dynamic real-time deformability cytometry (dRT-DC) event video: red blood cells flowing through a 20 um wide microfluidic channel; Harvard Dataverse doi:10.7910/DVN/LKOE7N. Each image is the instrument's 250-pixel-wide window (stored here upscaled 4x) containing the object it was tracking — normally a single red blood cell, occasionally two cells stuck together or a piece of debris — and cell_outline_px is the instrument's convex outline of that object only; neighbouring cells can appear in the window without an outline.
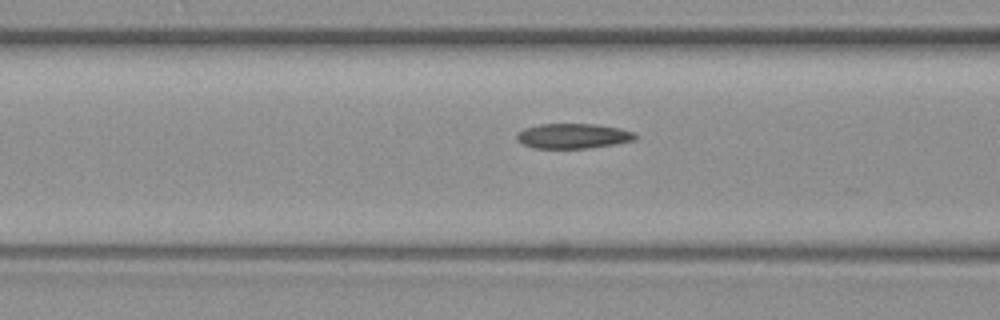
{"species": "common noctule bat (a hibernating species)", "species_latin": "Nyctalus noctula", "temperature_condition": "warm", "stored_images_in_passage": 10, "camera_frame_rate_fps": 3000, "um_per_image_px": 0.085, "animal": {"sex": "female", "body_mass_g": 19.3, "forearm_length_mm": 54.1}, "frame": {"image": 1, "passage_image": 9, "time_ms": 2.667, "image_size_px": [1000, 320], "cell_outline_px": [[636, 140], [616, 144], [588, 148], [532, 148], [516, 140], [516, 132], [524, 128], [540, 124], [596, 124], [620, 128], [632, 132], [636, 136]], "centroid_in_image_um": [48.68, 11.56], "position_along_channel_um": 117.9, "area_um2": 17.34}}